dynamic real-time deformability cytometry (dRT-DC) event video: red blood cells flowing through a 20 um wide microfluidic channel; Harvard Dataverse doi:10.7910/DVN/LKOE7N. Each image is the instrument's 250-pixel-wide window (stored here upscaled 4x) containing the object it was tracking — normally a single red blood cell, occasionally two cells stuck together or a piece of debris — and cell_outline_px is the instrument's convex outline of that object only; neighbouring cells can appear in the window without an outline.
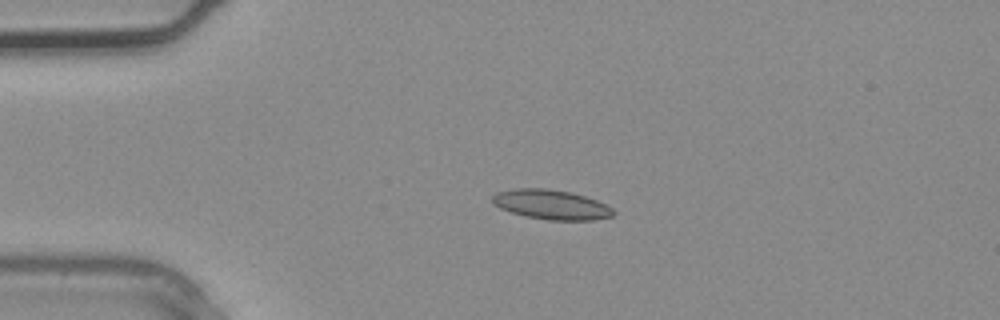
{"species": "common noctule bat (a hibernating species)", "species_latin": "Nyctalus noctula", "temperature_condition": "warm", "stored_images_in_passage": 3, "camera_frame_rate_fps": 3000, "um_per_image_px": 0.085, "animal": {"sex": "male", "body_mass_g": 20.4}, "frame": {"image": 1, "passage_image": 2, "time_ms": 0.333, "image_size_px": [1000, 320], "cell_outline_px": [[616, 212], [612, 216], [592, 220], [548, 220], [524, 216], [500, 208], [492, 204], [492, 196], [496, 192], [516, 188], [544, 188], [572, 192], [596, 200], [612, 208]], "centroid_in_image_um": [46.83, 17.39], "position_along_channel_um": 38.2, "area_um2": 20.92}}